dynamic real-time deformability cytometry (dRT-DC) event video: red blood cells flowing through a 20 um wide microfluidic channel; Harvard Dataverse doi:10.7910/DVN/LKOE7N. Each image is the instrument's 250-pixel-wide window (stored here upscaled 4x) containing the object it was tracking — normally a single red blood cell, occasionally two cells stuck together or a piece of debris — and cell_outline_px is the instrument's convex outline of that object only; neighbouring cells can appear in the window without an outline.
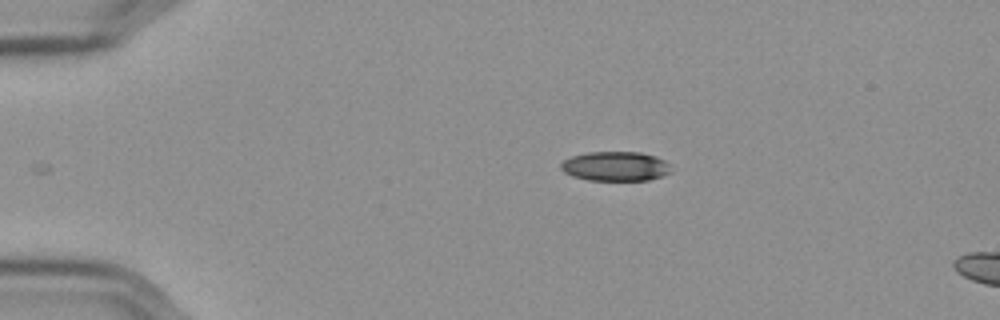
{"species": "Egyptian fruit bat (a non-hibernating species)", "species_latin": "Rousettus aegyptiacus", "temperature_condition": "cold", "stored_images_in_passage": 5, "camera_frame_rate_fps": 3000, "um_per_image_px": 0.085, "frame": {"image": 1, "passage_image": 1, "time_ms": 0.0, "image_size_px": [1000, 320], "cell_outline_px": [[668, 172], [660, 176], [648, 180], [588, 180], [572, 176], [564, 172], [560, 168], [560, 164], [564, 160], [572, 156], [588, 152], [640, 152], [656, 156], [664, 160]], "centroid_in_image_um": [52.23, 14.13], "position_along_channel_um": 32.8, "area_um2": 18.61}}